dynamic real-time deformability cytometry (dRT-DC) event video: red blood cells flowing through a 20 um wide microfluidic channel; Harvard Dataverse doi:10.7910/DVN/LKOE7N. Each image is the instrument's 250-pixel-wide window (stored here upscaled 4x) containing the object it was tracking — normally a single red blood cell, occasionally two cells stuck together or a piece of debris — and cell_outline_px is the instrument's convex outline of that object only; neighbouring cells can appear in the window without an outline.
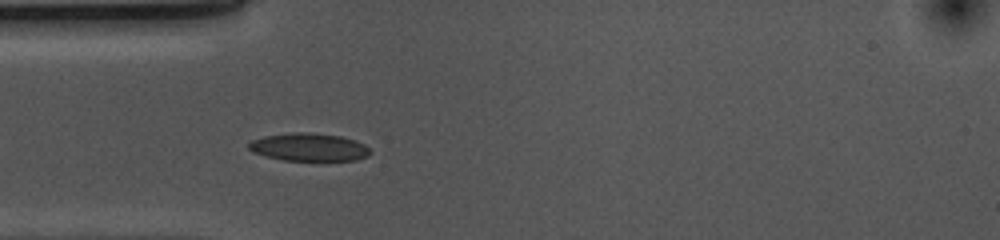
{"species": "common noctule bat (a hibernating species)", "species_latin": "Nyctalus noctula", "temperature_condition": "cold", "stored_images_in_passage": 20, "camera_frame_rate_fps": 3000, "um_per_image_px": 0.085, "animal": {"sex": "female", "body_mass_g": 10.0, "forearm_length_mm": 53.1}, "frame": {"image": 1, "passage_image": 4, "time_ms": 1.0, "image_size_px": [1000, 240], "cell_outline_px": [[372, 152], [368, 156], [356, 160], [284, 160], [264, 156], [252, 152], [248, 148], [248, 144], [252, 140], [264, 136], [292, 132], [308, 132], [340, 136], [364, 144]], "centroid_in_image_um": [26.23, 12.51], "position_along_channel_um": 58.8, "area_um2": 19.65}}
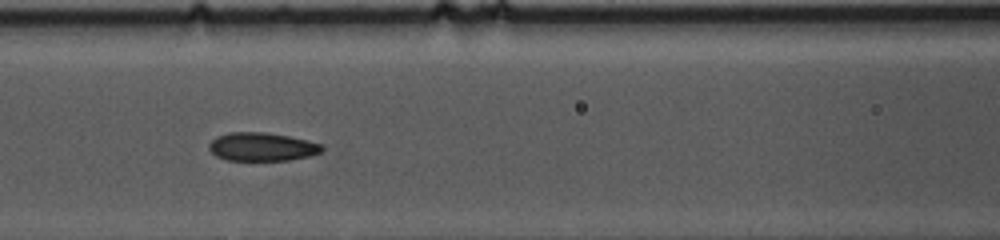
{"frame": {"image": 2, "passage_image": 11, "time_ms": 3.333, "image_size_px": [1000, 240], "cell_outline_px": [[324, 148], [320, 152], [308, 156], [288, 160], [224, 160], [216, 156], [208, 148], [208, 144], [216, 136], [228, 132], [264, 132], [288, 136], [308, 140], [320, 144]], "centroid_in_image_um": [22.22, 12.47], "position_along_channel_um": 144.4, "area_um2": 18.67}}
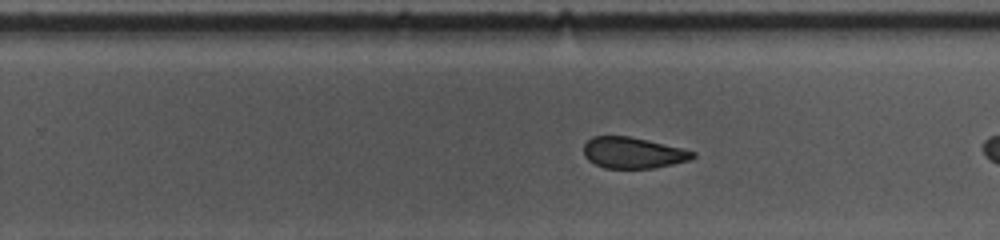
{"frame": {"image": 3, "passage_image": 19, "time_ms": 6.0, "image_size_px": [1000, 240], "cell_outline_px": [[696, 156], [688, 160], [672, 164], [652, 168], [604, 168], [588, 160], [584, 156], [584, 144], [592, 136], [628, 136], [648, 140], [696, 152]], "centroid_in_image_um": [53.77, 12.98], "position_along_channel_um": 276.0, "area_um2": 19.59}}